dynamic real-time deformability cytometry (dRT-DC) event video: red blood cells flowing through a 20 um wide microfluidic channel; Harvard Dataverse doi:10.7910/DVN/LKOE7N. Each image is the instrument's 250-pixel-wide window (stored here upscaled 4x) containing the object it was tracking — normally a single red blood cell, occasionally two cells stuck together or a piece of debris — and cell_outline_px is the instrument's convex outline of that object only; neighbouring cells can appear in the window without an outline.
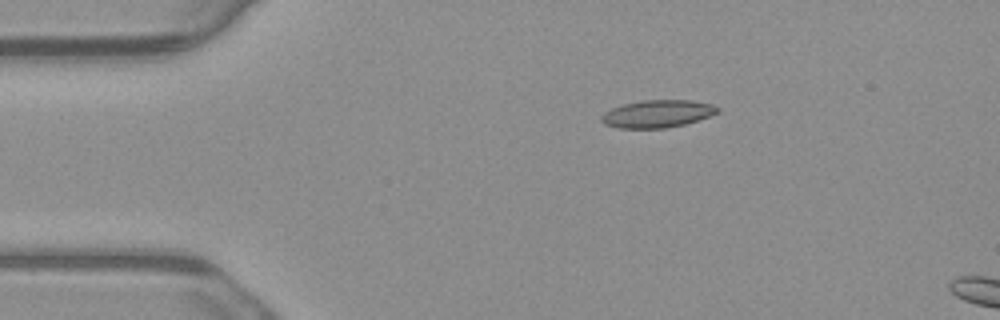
{"species": "common noctule bat (a hibernating species)", "species_latin": "Nyctalus noctula", "temperature_condition": "warm", "stored_images_in_passage": 3, "camera_frame_rate_fps": 3000, "um_per_image_px": 0.085, "animal": {"sex": "male", "body_mass_g": 23.1, "forearm_length_mm": 52.7}, "frame": {"image": 1, "passage_image": 1, "time_ms": 0.0, "image_size_px": [1000, 320], "cell_outline_px": [[720, 108], [716, 112], [708, 116], [684, 124], [664, 128], [620, 128], [604, 124], [600, 120], [600, 116], [604, 112], [620, 104], [644, 100], [692, 100], [712, 104]], "centroid_in_image_um": [55.82, 9.66], "position_along_channel_um": 29.2, "area_um2": 18.55}}